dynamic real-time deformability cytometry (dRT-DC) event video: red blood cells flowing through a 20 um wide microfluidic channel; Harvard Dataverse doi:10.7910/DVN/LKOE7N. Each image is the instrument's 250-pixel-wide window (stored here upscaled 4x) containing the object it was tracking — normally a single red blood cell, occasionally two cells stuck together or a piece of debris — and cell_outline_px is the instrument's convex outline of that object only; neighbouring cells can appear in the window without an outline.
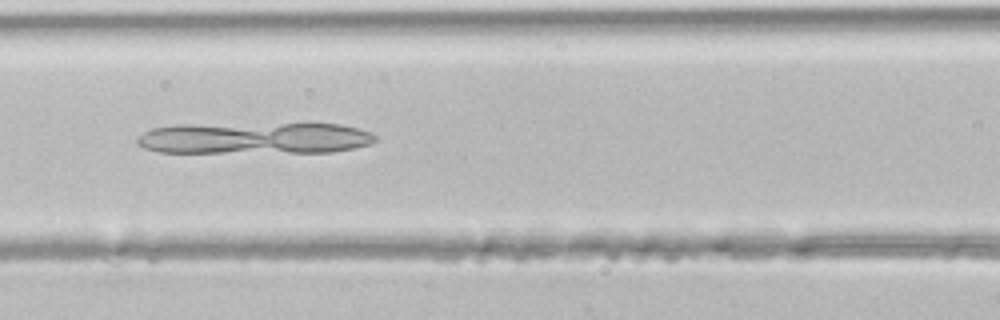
{"species": "common noctule bat (a hibernating species)", "species_latin": "Nyctalus noctula", "temperature_condition": "room temperature", "stored_images_in_passage": 24, "camera_frame_rate_fps": 3000, "um_per_image_px": 0.085, "animal": {"sex": "male", "body_mass_g": 21.5, "forearm_length_mm": 52.0}, "frame": {"image": 1, "passage_image": 17, "time_ms": 5.333, "image_size_px": [1000, 320], "cell_outline_px": [[376, 140], [372, 144], [356, 148], [332, 152], [160, 152], [144, 148], [136, 144], [136, 140], [144, 132], [152, 128], [176, 124], [340, 124], [372, 132], [376, 136]], "centroid_in_image_um": [21.65, 11.74], "position_along_channel_um": 144.9, "area_um2": 44.04}}
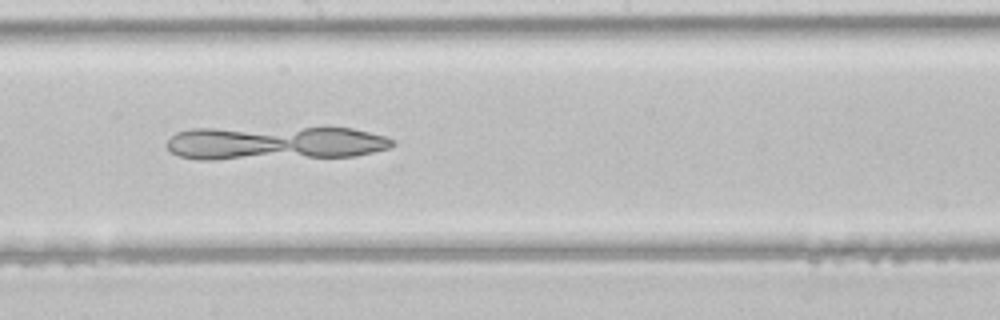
{"frame": {"image": 2, "passage_image": 22, "time_ms": 7.0, "image_size_px": [1000, 320], "cell_outline_px": [[396, 144], [388, 148], [356, 156], [216, 160], [200, 160], [180, 156], [172, 152], [168, 148], [168, 140], [176, 132], [192, 128], [352, 128], [384, 136], [396, 140]], "centroid_in_image_um": [23.35, 12.16], "position_along_channel_um": 224.8, "area_um2": 44.62}}
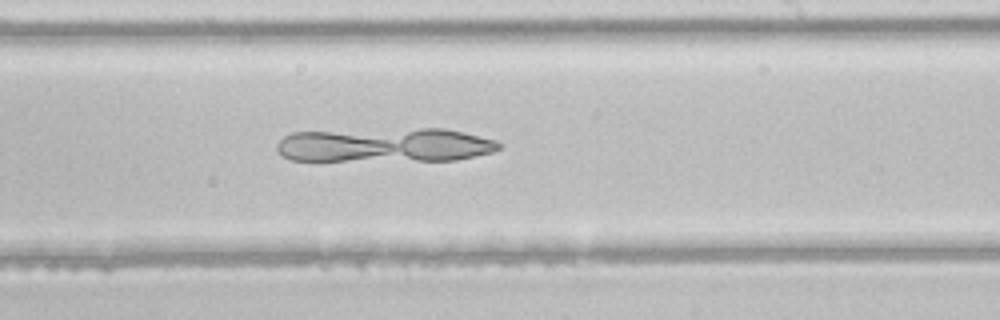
{"frame": {"image": 3, "passage_image": 24, "time_ms": 7.667, "image_size_px": [1000, 320], "cell_outline_px": [[500, 148], [492, 152], [456, 160], [292, 160], [284, 156], [276, 148], [276, 144], [284, 136], [292, 132], [420, 128], [444, 128], [464, 132], [496, 140], [500, 144]], "centroid_in_image_um": [32.73, 12.32], "position_along_channel_um": 256.3, "area_um2": 44.16}}